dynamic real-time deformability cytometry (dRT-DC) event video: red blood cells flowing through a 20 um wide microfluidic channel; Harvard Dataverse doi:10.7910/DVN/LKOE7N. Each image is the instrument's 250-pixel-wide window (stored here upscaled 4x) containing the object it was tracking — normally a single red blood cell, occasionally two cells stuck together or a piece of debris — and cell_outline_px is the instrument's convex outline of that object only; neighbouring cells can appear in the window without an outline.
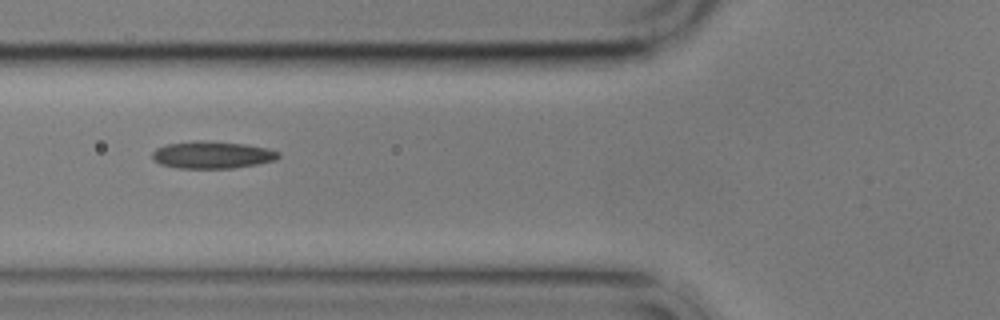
{"species": "common noctule bat (a hibernating species)", "species_latin": "Nyctalus noctula", "temperature_condition": "cold", "stored_images_in_passage": 5, "camera_frame_rate_fps": 3000, "um_per_image_px": 0.085, "animal": {"sex": "male", "body_mass_g": 17.9}, "frame": {"image": 1, "passage_image": 5, "time_ms": 4.667, "image_size_px": [1000, 320], "cell_outline_px": [[280, 156], [276, 160], [256, 164], [232, 168], [176, 168], [160, 164], [152, 156], [152, 152], [156, 148], [168, 144], [196, 140], [204, 140], [244, 144], [268, 148], [280, 152]], "centroid_in_image_um": [18.05, 13.16], "position_along_channel_um": 107.8, "area_um2": 20.0}}